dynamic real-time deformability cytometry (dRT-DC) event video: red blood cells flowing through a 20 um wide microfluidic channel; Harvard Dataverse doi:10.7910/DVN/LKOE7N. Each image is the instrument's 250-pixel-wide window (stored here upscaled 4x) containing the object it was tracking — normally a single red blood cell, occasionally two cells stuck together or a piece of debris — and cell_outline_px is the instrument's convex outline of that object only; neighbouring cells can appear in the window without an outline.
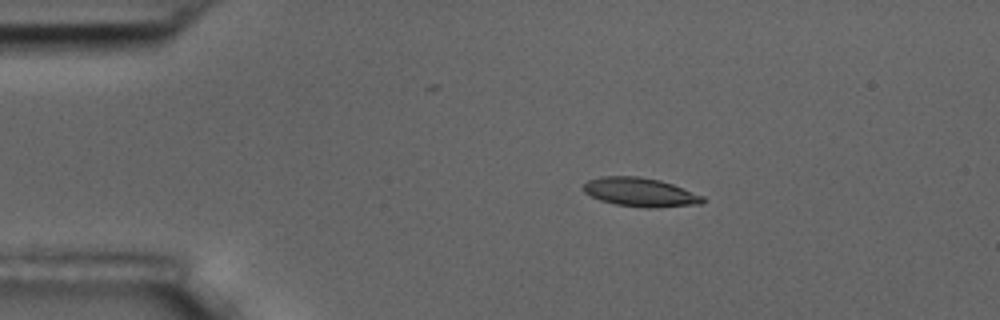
{"species": "common noctule bat (a hibernating species)", "species_latin": "Nyctalus noctula", "temperature_condition": "room temperature", "stored_images_in_passage": 15, "camera_frame_rate_fps": 3000, "um_per_image_px": 0.085, "animal": {"sex": "male", "body_mass_g": 17.5, "forearm_length_mm": 52.3}, "frame": {"image": 1, "passage_image": 3, "time_ms": 3.0, "image_size_px": [1000, 320], "cell_outline_px": [[704, 200], [700, 204], [656, 208], [644, 208], [616, 204], [600, 200], [584, 192], [584, 184], [588, 180], [600, 176], [640, 176], [660, 180], [672, 184], [704, 196]], "centroid_in_image_um": [54.42, 16.33], "position_along_channel_um": 30.6, "area_um2": 20.06}}
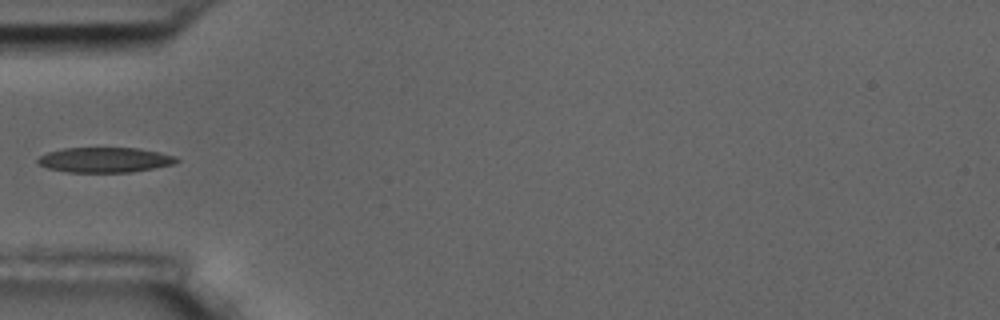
{"frame": {"image": 2, "passage_image": 5, "time_ms": 5.667, "image_size_px": [1000, 320], "cell_outline_px": [[180, 160], [176, 164], [132, 172], [68, 172], [48, 168], [40, 164], [36, 160], [40, 156], [48, 152], [64, 148], [136, 148], [160, 152], [176, 156]], "centroid_in_image_um": [8.96, 13.59], "position_along_channel_um": 76.0, "area_um2": 20.29}}
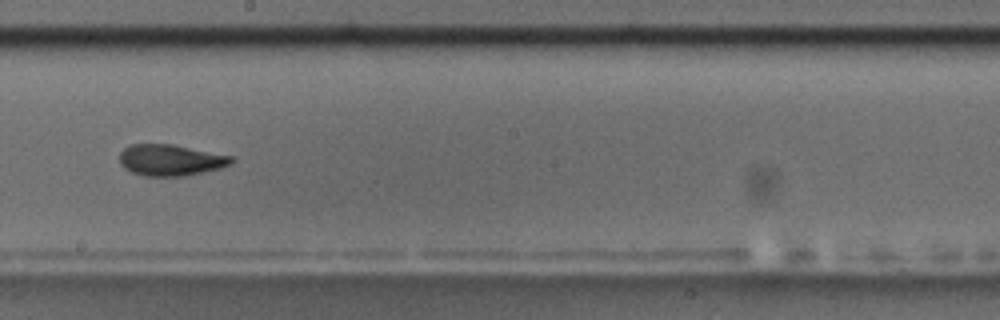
{"frame": {"image": 3, "passage_image": 9, "time_ms": 10.0, "image_size_px": [1000, 320], "cell_outline_px": [[236, 160], [232, 164], [220, 168], [184, 176], [144, 176], [132, 172], [124, 168], [120, 164], [120, 152], [124, 148], [132, 144], [172, 144], [232, 156]], "centroid_in_image_um": [14.5, 13.61], "position_along_channel_um": 233.7, "area_um2": 20.4}, "authors_computed_cell_mechanics": {"area_um2": 20.1144, "velocity_mm_per_s": 3.6523, "shape_relaxation_time_tau1_ms": 4.121, "shape_relaxation_time_tau2_ms": 3.1997, "deformation_change_tau1": 0.1726, "deformation_change_tau2": 0.1084}}